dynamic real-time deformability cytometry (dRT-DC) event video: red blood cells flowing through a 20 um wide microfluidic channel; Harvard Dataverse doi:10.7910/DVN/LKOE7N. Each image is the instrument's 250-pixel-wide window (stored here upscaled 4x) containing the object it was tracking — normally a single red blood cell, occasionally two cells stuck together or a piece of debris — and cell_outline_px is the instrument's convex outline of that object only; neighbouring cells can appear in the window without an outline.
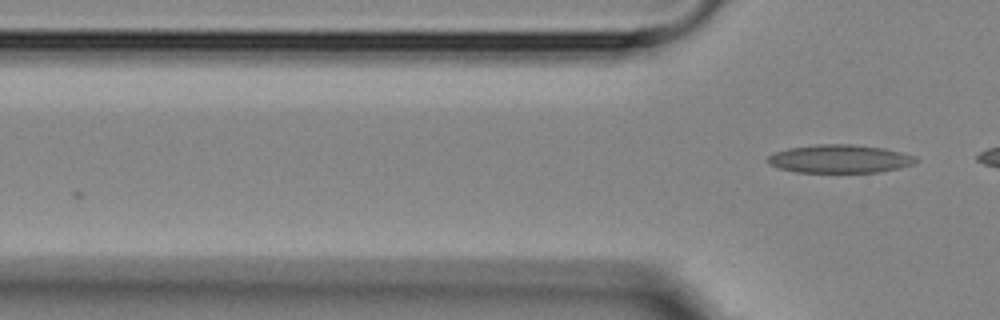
{"species": "Egyptian fruit bat (a non-hibernating species)", "species_latin": "Rousettus aegyptiacus", "temperature_condition": "room temperature", "stored_images_in_passage": 3, "camera_frame_rate_fps": 3000, "um_per_image_px": 0.085, "animal": {"sex": "female"}, "frame": {"image": 1, "passage_image": 3, "time_ms": 2.333, "image_size_px": [1000, 320], "cell_outline_px": [[920, 160], [916, 164], [900, 168], [880, 172], [796, 172], [780, 168], [768, 164], [764, 160], [772, 152], [788, 148], [816, 144], [852, 144], [884, 148], [916, 156]], "centroid_in_image_um": [71.38, 13.5], "position_along_channel_um": 54.4, "area_um2": 24.74}}